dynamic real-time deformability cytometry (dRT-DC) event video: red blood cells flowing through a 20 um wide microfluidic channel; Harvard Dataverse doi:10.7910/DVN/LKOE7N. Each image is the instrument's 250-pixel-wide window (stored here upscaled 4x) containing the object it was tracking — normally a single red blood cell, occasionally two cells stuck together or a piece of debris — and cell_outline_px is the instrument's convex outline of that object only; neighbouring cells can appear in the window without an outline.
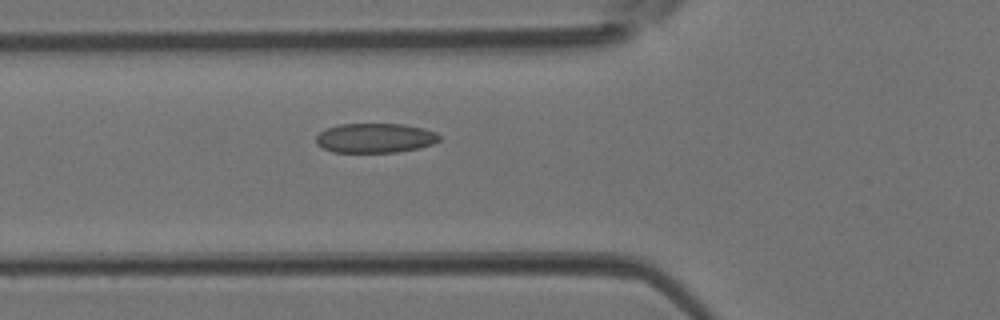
{"species": "Egyptian fruit bat (a non-hibernating species)", "species_latin": "Rousettus aegyptiacus", "temperature_condition": "room temperature", "stored_images_in_passage": 18, "camera_frame_rate_fps": 3000, "um_per_image_px": 0.085, "animal": {"sex": "female"}, "frame": {"image": 1, "passage_image": 2, "time_ms": 0.333, "image_size_px": [1000, 320], "cell_outline_px": [[440, 140], [432, 144], [420, 148], [396, 152], [332, 152], [316, 144], [316, 136], [324, 128], [340, 124], [404, 124], [424, 128], [436, 132], [440, 136]], "centroid_in_image_um": [31.88, 11.73], "position_along_channel_um": 93.9, "area_um2": 21.39}}
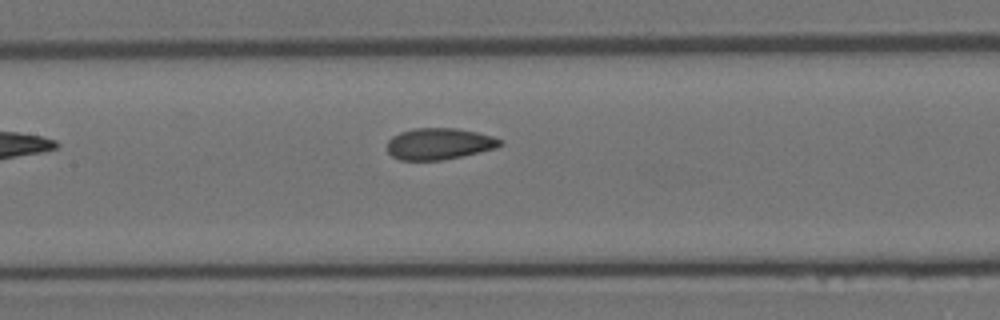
{"frame": {"image": 2, "passage_image": 7, "time_ms": 2.0, "image_size_px": [1000, 320], "cell_outline_px": [[504, 144], [496, 148], [460, 156], [440, 160], [400, 160], [392, 156], [388, 152], [388, 140], [392, 136], [400, 132], [412, 128], [456, 128], [476, 132], [492, 136], [504, 140]], "centroid_in_image_um": [37.33, 12.21], "position_along_channel_um": 170.1, "area_um2": 20.69}}
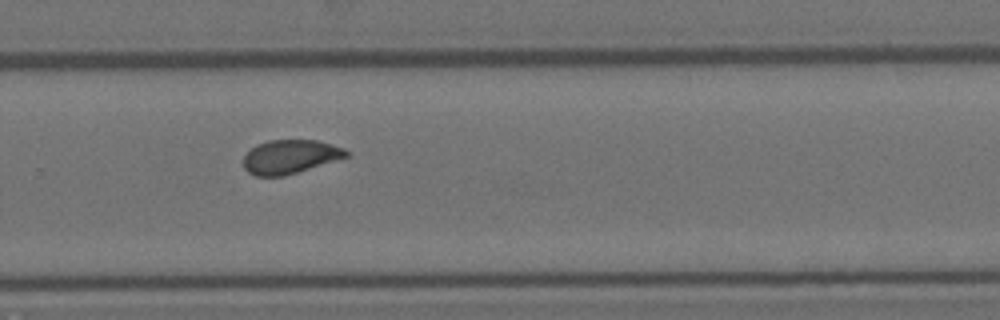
{"frame": {"image": 3, "passage_image": 16, "time_ms": 5.0, "image_size_px": [1000, 320], "cell_outline_px": [[348, 156], [284, 176], [256, 176], [248, 172], [244, 168], [244, 156], [256, 144], [268, 140], [316, 140], [344, 148], [348, 152]], "centroid_in_image_um": [24.62, 13.31], "position_along_channel_um": 305.2, "area_um2": 20.0}}